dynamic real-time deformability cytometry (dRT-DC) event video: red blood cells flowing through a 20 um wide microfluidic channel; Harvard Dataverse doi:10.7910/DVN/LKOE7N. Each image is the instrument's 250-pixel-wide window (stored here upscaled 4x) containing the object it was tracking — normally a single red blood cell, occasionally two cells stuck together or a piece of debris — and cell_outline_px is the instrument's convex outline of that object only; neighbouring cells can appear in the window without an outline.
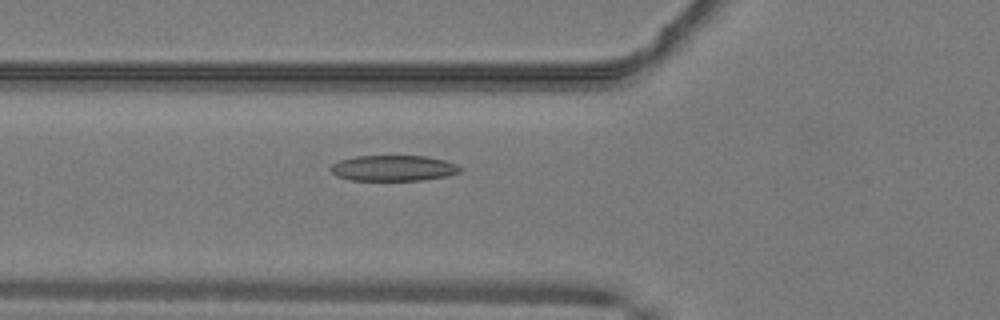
{"species": "common noctule bat (a hibernating species)", "species_latin": "Nyctalus noctula", "temperature_condition": "warm", "stored_images_in_passage": 7, "camera_frame_rate_fps": 3000, "um_per_image_px": 0.085, "animal": {"sex": "male", "body_mass_g": 19.2, "forearm_length_mm": 51.8}, "frame": {"image": 1, "passage_image": 2, "time_ms": 0.333, "image_size_px": [1000, 320], "cell_outline_px": [[464, 168], [460, 172], [448, 176], [424, 180], [352, 180], [336, 176], [328, 168], [332, 164], [340, 160], [356, 156], [424, 156], [444, 160], [456, 164]], "centroid_in_image_um": [33.45, 14.29], "position_along_channel_um": 92.3, "area_um2": 19.48}}
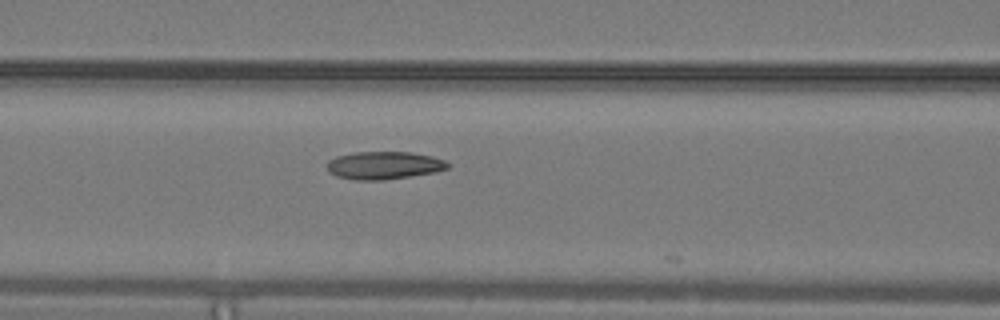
{"frame": {"image": 2, "passage_image": 5, "time_ms": 1.333, "image_size_px": [1000, 320], "cell_outline_px": [[448, 168], [436, 172], [384, 180], [356, 180], [336, 176], [328, 172], [328, 160], [336, 156], [356, 152], [412, 152], [432, 156], [444, 160], [448, 164]], "centroid_in_image_um": [32.62, 14.05], "position_along_channel_um": 134.0, "area_um2": 19.54}}